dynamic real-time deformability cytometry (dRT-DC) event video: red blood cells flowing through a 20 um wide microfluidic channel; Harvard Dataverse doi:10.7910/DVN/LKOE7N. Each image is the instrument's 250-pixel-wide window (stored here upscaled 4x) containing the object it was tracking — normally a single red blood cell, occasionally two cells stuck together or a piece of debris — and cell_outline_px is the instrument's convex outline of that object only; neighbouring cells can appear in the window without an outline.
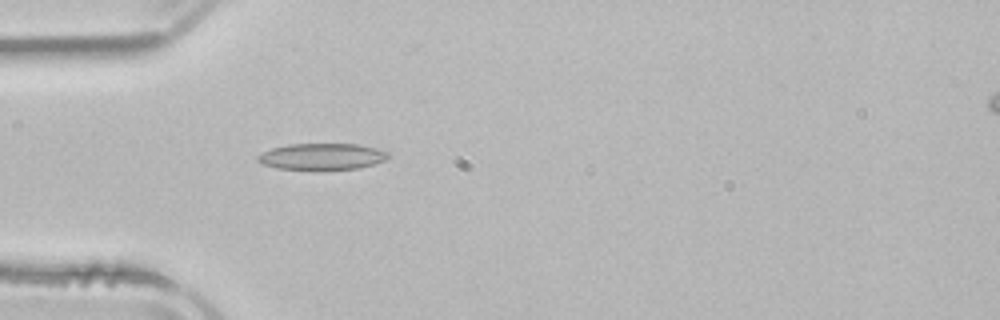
{"species": "common noctule bat (a hibernating species)", "species_latin": "Nyctalus noctula", "temperature_condition": "room temperature", "stored_images_in_passage": 2, "camera_frame_rate_fps": 3000, "um_per_image_px": 0.085, "animal": {"sex": "male", "body_mass_g": 21.5, "forearm_length_mm": 52.0}, "frame": {"image": 1, "passage_image": 2, "time_ms": 1.333, "image_size_px": [1000, 320], "cell_outline_px": [[388, 156], [384, 160], [360, 168], [276, 168], [264, 164], [256, 160], [256, 156], [272, 148], [288, 144], [356, 144], [376, 148], [388, 152]], "centroid_in_image_um": [27.35, 13.28], "position_along_channel_um": 57.7, "area_um2": 19.42}}